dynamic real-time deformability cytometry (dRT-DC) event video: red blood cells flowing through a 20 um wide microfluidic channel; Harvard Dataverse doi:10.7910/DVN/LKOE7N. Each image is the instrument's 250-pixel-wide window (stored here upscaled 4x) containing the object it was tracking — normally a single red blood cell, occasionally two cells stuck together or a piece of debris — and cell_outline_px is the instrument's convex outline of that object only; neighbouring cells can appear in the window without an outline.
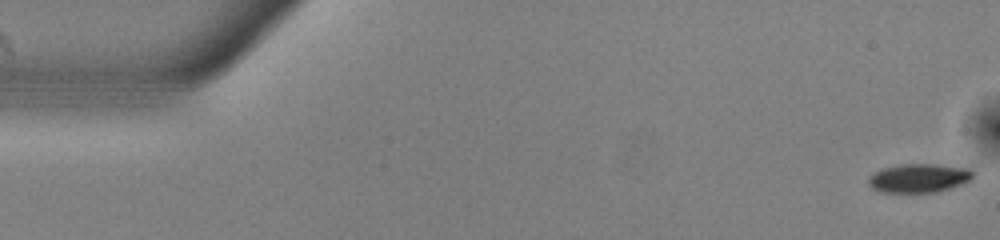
{"species": "common noctule bat (a hibernating species)", "species_latin": "Nyctalus noctula", "temperature_condition": "warm", "stored_images_in_passage": 15, "camera_frame_rate_fps": 3000, "um_per_image_px": 0.085, "animal": {"sex": "male", "body_mass_g": 13.0, "forearm_length_mm": 53.1}, "frame": {"image": 1, "passage_image": 1, "time_ms": 0.0, "image_size_px": [1000, 240], "cell_outline_px": [[976, 172], [968, 180], [960, 184], [936, 192], [880, 192], [872, 188], [868, 184], [868, 176], [880, 168], [900, 164], [932, 164], [972, 168]], "centroid_in_image_um": [78.06, 15.12], "position_along_channel_um": 6.9, "area_um2": 17.63}}
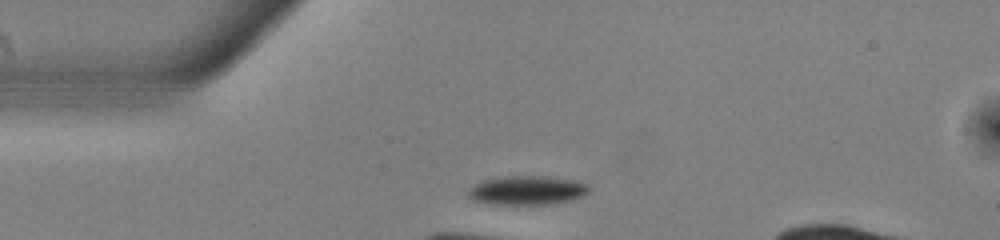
{"frame": {"image": 2, "passage_image": 13, "time_ms": 4.0, "image_size_px": [1000, 240], "cell_outline_px": [[588, 192], [584, 196], [572, 200], [548, 204], [492, 204], [476, 200], [468, 196], [468, 192], [476, 184], [484, 180], [508, 176], [540, 176], [572, 180], [588, 184]], "centroid_in_image_um": [44.84, 16.18], "position_along_channel_um": 40.2, "area_um2": 20.0}}